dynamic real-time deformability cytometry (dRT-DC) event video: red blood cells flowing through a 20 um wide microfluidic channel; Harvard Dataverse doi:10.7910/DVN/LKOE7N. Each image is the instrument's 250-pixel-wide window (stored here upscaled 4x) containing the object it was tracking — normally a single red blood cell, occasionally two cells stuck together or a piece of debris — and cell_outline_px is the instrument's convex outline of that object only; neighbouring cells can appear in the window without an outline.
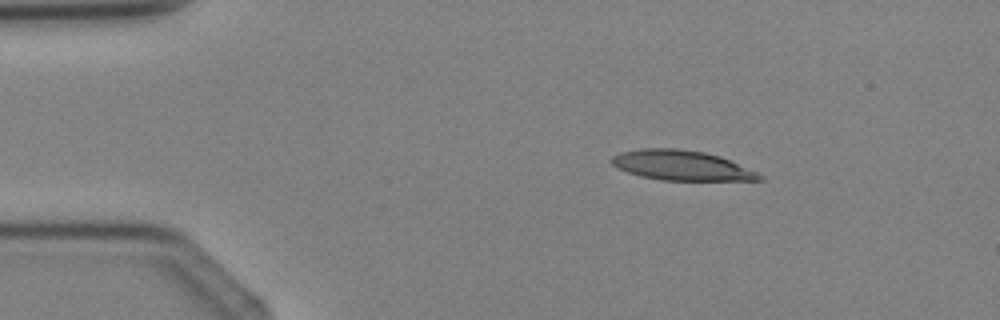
{"species": "Egyptian fruit bat (a non-hibernating species)", "species_latin": "Rousettus aegyptiacus", "temperature_condition": "cold", "stored_images_in_passage": 2, "camera_frame_rate_fps": 3000, "um_per_image_px": 0.085, "animal": {"sex": "female"}, "frame": {"image": 1, "passage_image": 1, "time_ms": 0.0, "image_size_px": [1000, 320], "cell_outline_px": [[764, 180], [660, 180], [640, 176], [616, 168], [608, 160], [612, 156], [620, 152], [640, 148], [676, 148], [704, 152], [720, 156], [756, 172], [764, 176]], "centroid_in_image_um": [57.86, 14.05], "position_along_channel_um": 27.1, "area_um2": 25.78}}